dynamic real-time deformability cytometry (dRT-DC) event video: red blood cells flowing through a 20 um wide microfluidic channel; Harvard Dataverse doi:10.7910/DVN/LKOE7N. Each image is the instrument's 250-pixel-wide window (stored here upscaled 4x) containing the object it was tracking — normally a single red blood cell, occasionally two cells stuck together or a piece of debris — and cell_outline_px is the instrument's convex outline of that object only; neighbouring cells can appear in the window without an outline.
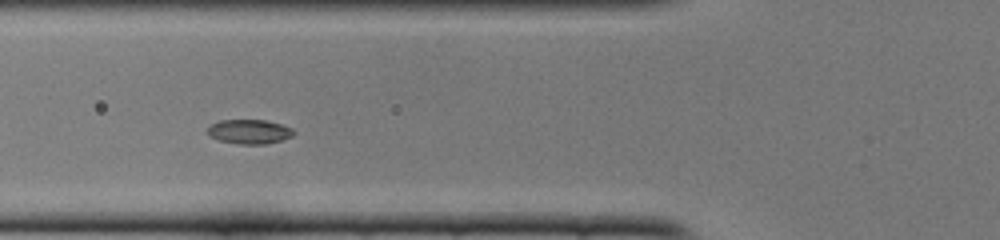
{"species": "common noctule bat (a hibernating species)", "species_latin": "Nyctalus noctula", "temperature_condition": "cold", "stored_images_in_passage": 39, "camera_frame_rate_fps": 3000, "um_per_image_px": 0.085, "animal": {"sex": "female", "body_mass_g": 22.0, "forearm_length_mm": 56.7}, "frame": {"image": 1, "passage_image": 7, "time_ms": 2.0, "image_size_px": [1000, 240], "cell_outline_px": [[296, 132], [292, 136], [268, 144], [236, 144], [216, 140], [208, 136], [208, 128], [212, 124], [220, 120], [268, 120], [292, 128]], "centroid_in_image_um": [21.18, 11.2], "position_along_channel_um": 104.6, "area_um2": 12.37}}
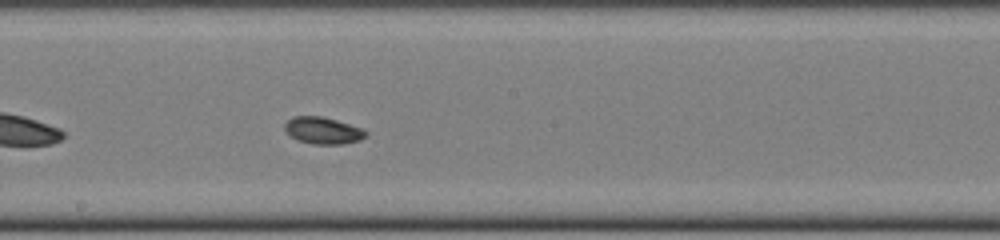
{"frame": {"image": 2, "passage_image": 16, "time_ms": 5.0, "image_size_px": [1000, 240], "cell_outline_px": [[368, 136], [360, 140], [344, 144], [312, 144], [296, 140], [284, 128], [284, 124], [292, 116], [320, 116], [336, 120], [360, 128], [368, 132]], "centroid_in_image_um": [27.45, 11.1], "position_along_channel_um": 220.7, "area_um2": 12.66}}
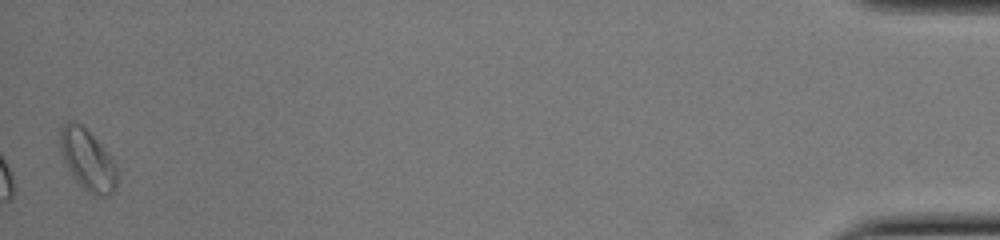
{"frame": {"image": 3, "passage_image": 39, "time_ms": 12.667, "image_size_px": [1000, 240], "cell_outline_px": [[116, 188], [108, 196], [92, 196], [76, 180], [68, 168], [60, 148], [60, 132], [64, 124], [68, 120], [72, 120], [80, 124], [104, 148], [112, 160], [116, 168]], "centroid_in_image_um": [7.44, 13.61], "position_along_channel_um": 427.8, "area_um2": 19.71}, "authors_computed_cell_mechanics": {"area_um2": 12.716, "velocity_mm_per_s": 3.8817, "shape_relaxation_time_tau1_ms": 1.8096, "shape_relaxation_time_tau2_ms": null, "deformation_change_tau1": 0.0494, "deformation_change_tau2": null}}